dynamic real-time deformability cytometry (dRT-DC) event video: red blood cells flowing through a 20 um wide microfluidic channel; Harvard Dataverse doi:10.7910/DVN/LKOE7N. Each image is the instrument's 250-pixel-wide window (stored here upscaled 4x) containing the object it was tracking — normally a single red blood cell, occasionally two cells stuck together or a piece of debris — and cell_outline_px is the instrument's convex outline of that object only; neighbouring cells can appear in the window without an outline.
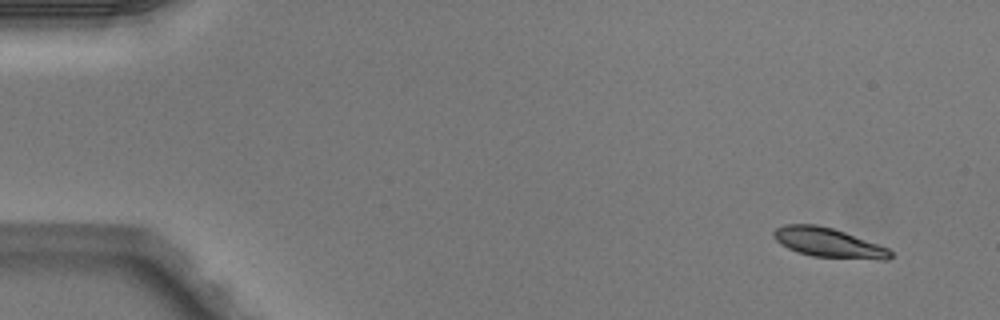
{"species": "Egyptian fruit bat (a non-hibernating species)", "species_latin": "Rousettus aegyptiacus", "temperature_condition": "warm", "stored_images_in_passage": 5, "camera_frame_rate_fps": 3000, "um_per_image_px": 0.085, "animal": {"sex": "male"}, "frame": {"image": 1, "passage_image": 1, "time_ms": 0.0, "image_size_px": [1000, 320], "cell_outline_px": [[892, 256], [888, 260], [880, 260], [812, 256], [796, 252], [780, 244], [772, 236], [772, 232], [776, 228], [784, 224], [816, 224], [832, 228], [844, 232], [888, 248], [892, 252]], "centroid_in_image_um": [70.38, 20.63], "position_along_channel_um": 14.6, "area_um2": 20.06}}
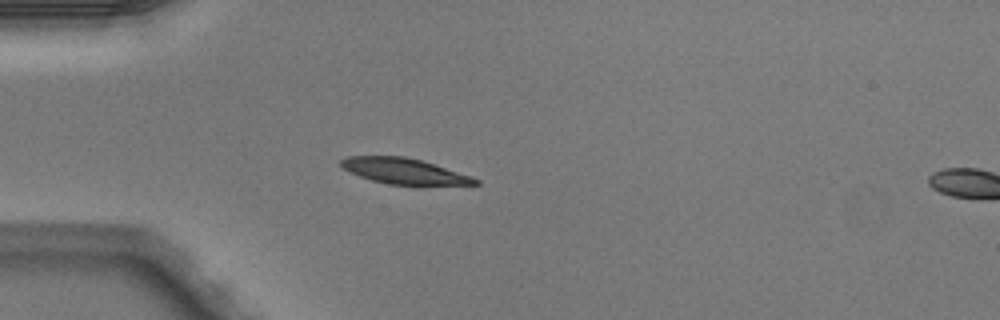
{"frame": {"image": 2, "passage_image": 4, "time_ms": 1.0, "image_size_px": [1000, 320], "cell_outline_px": [[480, 184], [388, 184], [372, 180], [360, 176], [344, 168], [340, 164], [340, 160], [348, 156], [404, 156], [420, 160], [472, 176], [480, 180]], "centroid_in_image_um": [34.34, 14.53], "position_along_channel_um": 50.7, "area_um2": 19.54}}